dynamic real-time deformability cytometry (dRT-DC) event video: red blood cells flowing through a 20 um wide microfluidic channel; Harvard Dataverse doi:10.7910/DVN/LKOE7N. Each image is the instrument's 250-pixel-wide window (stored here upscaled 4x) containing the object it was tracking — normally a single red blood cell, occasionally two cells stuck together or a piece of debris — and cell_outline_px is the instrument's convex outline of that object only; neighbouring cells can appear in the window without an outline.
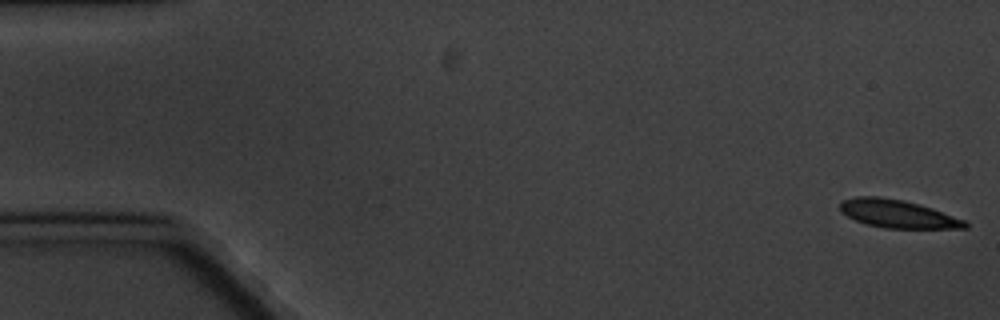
{"species": "common noctule bat (a hibernating species)", "species_latin": "Nyctalus noctula", "temperature_condition": "cold", "stored_images_in_passage": 5, "camera_frame_rate_fps": 3000, "um_per_image_px": 0.085, "animal": {"sex": "male", "body_mass_g": 20.1, "forearm_length_mm": 53.5}, "frame": {"image": 1, "passage_image": 1, "time_ms": 0.0, "image_size_px": [1000, 320], "cell_outline_px": [[968, 228], [884, 228], [868, 224], [856, 220], [840, 212], [840, 200], [856, 196], [880, 196], [904, 200], [932, 208], [964, 220], [968, 224]], "centroid_in_image_um": [76.26, 18.16], "position_along_channel_um": 8.7, "area_um2": 20.35}}
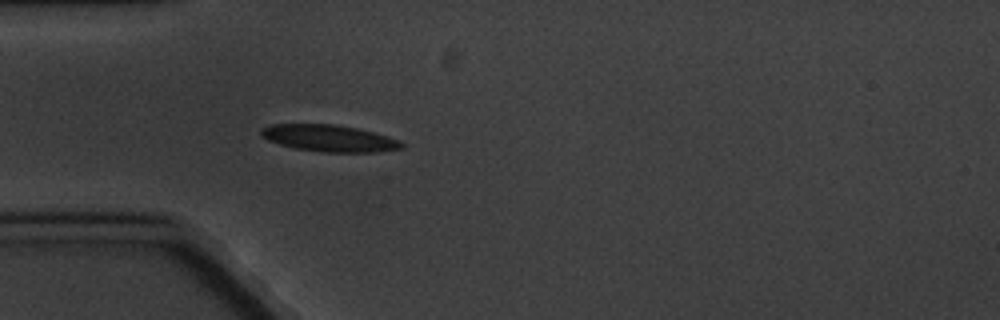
{"frame": {"image": 2, "passage_image": 5, "time_ms": 5.333, "image_size_px": [1000, 320], "cell_outline_px": [[404, 148], [376, 152], [324, 152], [296, 148], [280, 144], [268, 140], [260, 136], [260, 128], [268, 124], [336, 124], [356, 128], [388, 136], [400, 140], [404, 144]], "centroid_in_image_um": [27.97, 11.74], "position_along_channel_um": 57.0, "area_um2": 21.96}}